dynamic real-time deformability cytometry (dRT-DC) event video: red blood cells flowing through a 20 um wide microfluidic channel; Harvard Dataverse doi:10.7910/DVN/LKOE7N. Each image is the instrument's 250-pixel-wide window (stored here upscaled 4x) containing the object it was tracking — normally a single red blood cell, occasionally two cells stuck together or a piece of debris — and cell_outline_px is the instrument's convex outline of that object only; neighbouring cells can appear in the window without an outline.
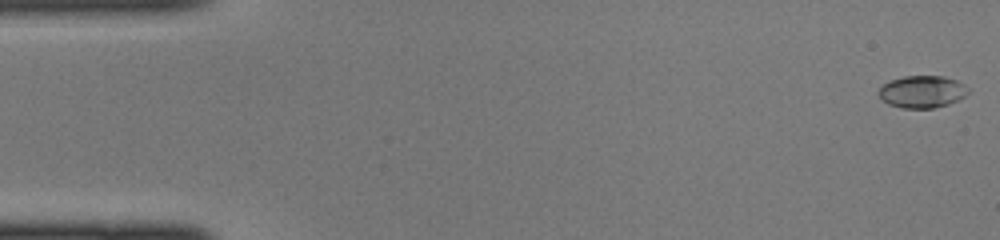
{"species": "common noctule bat (a hibernating species)", "species_latin": "Nyctalus noctula", "temperature_condition": "cold", "stored_images_in_passage": 6, "camera_frame_rate_fps": 3000, "um_per_image_px": 0.085, "animal": {"sex": "female", "body_mass_g": 22.0, "forearm_length_mm": 56.7}, "frame": {"image": 1, "passage_image": 1, "time_ms": 0.0, "image_size_px": [1000, 240], "cell_outline_px": [[968, 92], [960, 100], [948, 104], [932, 108], [900, 108], [888, 104], [876, 92], [888, 80], [904, 76], [944, 76], [956, 80], [964, 84], [968, 88]], "centroid_in_image_um": [78.37, 7.79], "position_along_channel_um": 6.6, "area_um2": 16.88}}